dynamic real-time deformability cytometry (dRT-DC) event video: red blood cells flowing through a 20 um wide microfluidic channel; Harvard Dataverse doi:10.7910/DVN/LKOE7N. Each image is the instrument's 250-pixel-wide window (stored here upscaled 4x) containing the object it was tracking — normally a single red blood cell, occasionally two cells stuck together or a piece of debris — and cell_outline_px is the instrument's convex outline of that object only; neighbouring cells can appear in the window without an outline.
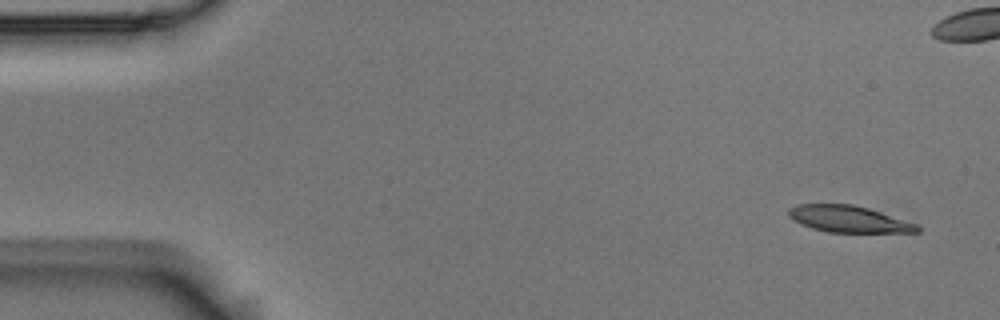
{"species": "Egyptian fruit bat (a non-hibernating species)", "species_latin": "Rousettus aegyptiacus", "temperature_condition": "room temperature", "stored_images_in_passage": 5, "camera_frame_rate_fps": 3000, "um_per_image_px": 0.085, "animal": {"sex": "male"}, "frame": {"image": 1, "passage_image": 1, "time_ms": 0.0, "image_size_px": [1000, 320], "cell_outline_px": [[920, 232], [828, 232], [812, 228], [800, 224], [788, 216], [788, 208], [796, 204], [852, 204], [868, 208], [916, 224], [920, 228]], "centroid_in_image_um": [72.08, 18.61], "position_along_channel_um": 12.9, "area_um2": 19.77}}
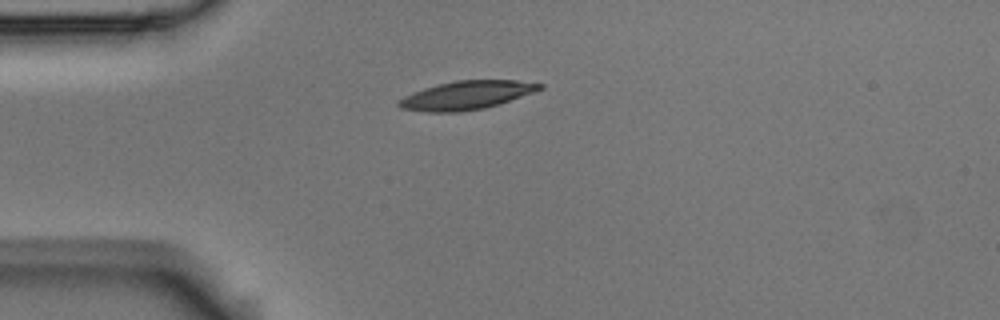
{"frame": {"image": 2, "passage_image": 5, "time_ms": 1.333, "image_size_px": [1000, 320], "cell_outline_px": [[544, 88], [536, 92], [484, 108], [460, 112], [428, 112], [400, 108], [396, 104], [396, 100], [412, 92], [424, 88], [456, 80], [516, 80], [544, 84]], "centroid_in_image_um": [39.64, 8.09], "position_along_channel_um": 45.4, "area_um2": 23.47}}